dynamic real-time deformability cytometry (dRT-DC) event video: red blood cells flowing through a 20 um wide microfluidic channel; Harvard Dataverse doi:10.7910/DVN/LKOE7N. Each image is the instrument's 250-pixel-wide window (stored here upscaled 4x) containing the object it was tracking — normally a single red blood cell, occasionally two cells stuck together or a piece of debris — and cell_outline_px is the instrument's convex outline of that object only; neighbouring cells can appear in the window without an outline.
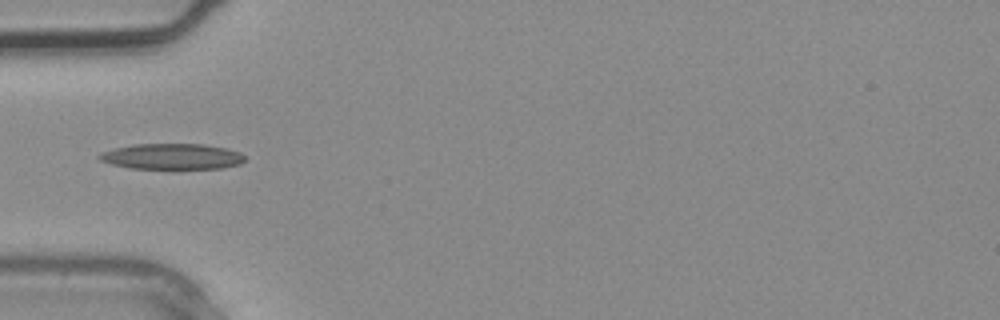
{"species": "common noctule bat (a hibernating species)", "species_latin": "Nyctalus noctula", "temperature_condition": "warm", "stored_images_in_passage": 3, "camera_frame_rate_fps": 3000, "um_per_image_px": 0.085, "animal": {"sex": "male", "body_mass_g": 20.4}, "frame": {"image": 1, "passage_image": 3, "time_ms": 0.667, "image_size_px": [1000, 320], "cell_outline_px": [[244, 160], [240, 164], [224, 168], [128, 168], [112, 164], [100, 160], [96, 156], [100, 152], [112, 148], [132, 144], [204, 144], [228, 148], [240, 152], [244, 156]], "centroid_in_image_um": [14.59, 13.29], "position_along_channel_um": 70.4, "area_um2": 21.96}}